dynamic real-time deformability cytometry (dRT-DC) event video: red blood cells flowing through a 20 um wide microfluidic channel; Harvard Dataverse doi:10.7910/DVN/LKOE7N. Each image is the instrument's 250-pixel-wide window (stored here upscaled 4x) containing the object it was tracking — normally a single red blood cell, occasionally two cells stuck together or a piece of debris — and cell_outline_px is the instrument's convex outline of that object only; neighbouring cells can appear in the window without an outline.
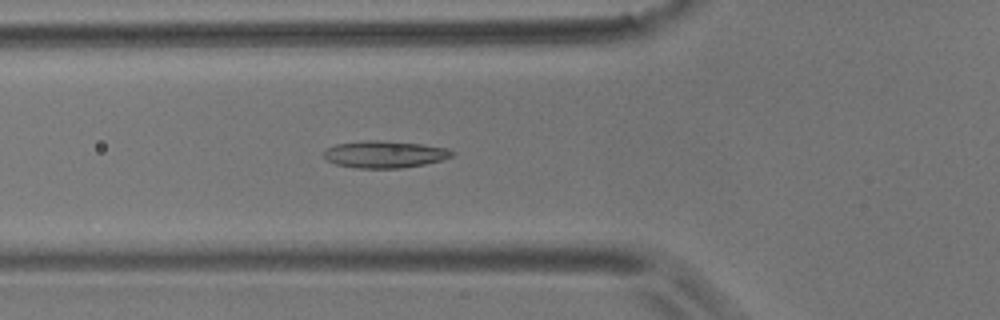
{"species": "common noctule bat (a hibernating species)", "species_latin": "Nyctalus noctula", "temperature_condition": "room temperature", "stored_images_in_passage": 42, "camera_frame_rate_fps": 3000, "um_per_image_px": 0.085, "animal": {"sex": "male", "body_mass_g": 17.9}, "frame": {"image": 1, "passage_image": 9, "time_ms": 2.667, "image_size_px": [1000, 320], "cell_outline_px": [[456, 152], [452, 156], [440, 160], [424, 164], [400, 168], [356, 168], [336, 164], [328, 160], [320, 152], [324, 148], [336, 144], [364, 140], [380, 140], [420, 144], [448, 148]], "centroid_in_image_um": [32.65, 13.11], "position_along_channel_um": 93.2, "area_um2": 20.29}}
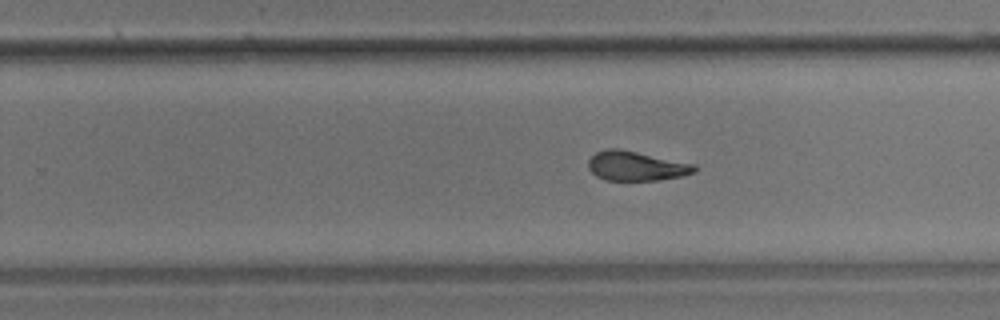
{"frame": {"image": 2, "passage_image": 24, "time_ms": 7.667, "image_size_px": [1000, 320], "cell_outline_px": [[696, 172], [684, 176], [660, 180], [604, 180], [596, 176], [588, 168], [588, 160], [596, 152], [608, 148], [620, 148], [696, 164]], "centroid_in_image_um": [54.09, 14.11], "position_along_channel_um": 275.7, "area_um2": 18.5}}
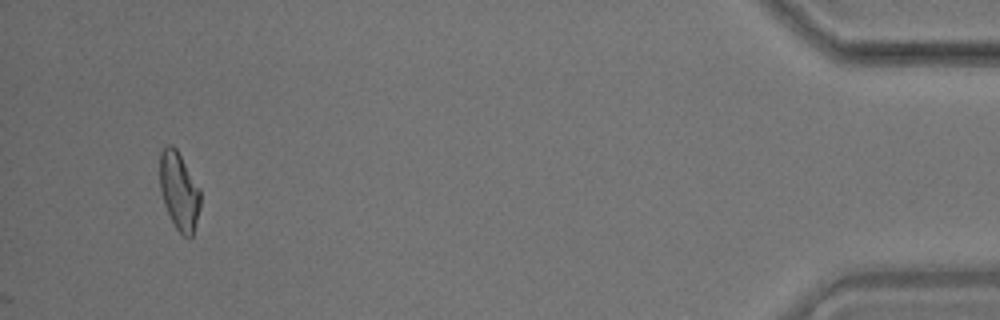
{"frame": {"image": 3, "passage_image": 42, "time_ms": 13.667, "image_size_px": [1000, 320], "cell_outline_px": [[200, 208], [192, 236], [188, 240], [176, 228], [164, 204], [160, 188], [160, 152], [168, 144], [172, 144], [176, 148], [200, 188]], "centroid_in_image_um": [15.23, 16.23], "position_along_channel_um": 420.0, "area_um2": 18.32}, "authors_computed_cell_mechanics": {"area_um2": 18.5538, "velocity_mm_per_s": 3.6376, "shape_relaxation_time_tau1_ms": 7.5705, "shape_relaxation_time_tau2_ms": 1.1249, "deformation_change_tau1": 0.1946, "deformation_change_tau2": 0.0743}}